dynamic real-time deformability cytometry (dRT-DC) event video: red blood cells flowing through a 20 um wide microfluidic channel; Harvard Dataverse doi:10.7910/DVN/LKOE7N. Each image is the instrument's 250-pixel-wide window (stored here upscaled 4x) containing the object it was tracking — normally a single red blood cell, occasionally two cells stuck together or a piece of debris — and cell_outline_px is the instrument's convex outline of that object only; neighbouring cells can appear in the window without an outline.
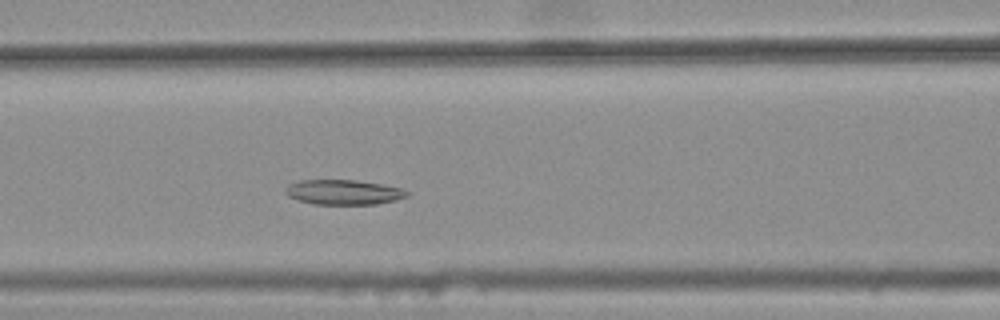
{"species": "common noctule bat (a hibernating species)", "species_latin": "Nyctalus noctula", "temperature_condition": "warm", "stored_images_in_passage": 38, "camera_frame_rate_fps": 3000, "um_per_image_px": 0.085, "animal": {"sex": "female", "body_mass_g": 25.1}, "frame": {"image": 1, "passage_image": 17, "time_ms": 5.333, "image_size_px": [1000, 320], "cell_outline_px": [[408, 196], [396, 200], [376, 204], [312, 204], [296, 200], [288, 196], [284, 192], [288, 184], [300, 180], [356, 180], [404, 188], [408, 192]], "centroid_in_image_um": [29.18, 16.34], "position_along_channel_um": 137.4, "area_um2": 17.74}}
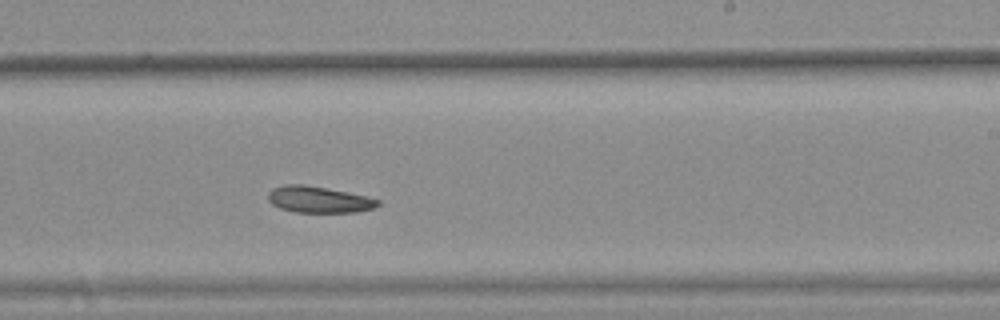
{"frame": {"image": 2, "passage_image": 27, "time_ms": 8.667, "image_size_px": [1000, 320], "cell_outline_px": [[380, 204], [372, 208], [356, 212], [296, 212], [280, 208], [272, 204], [268, 200], [268, 192], [272, 188], [284, 184], [304, 184], [328, 188], [368, 196], [380, 200]], "centroid_in_image_um": [27.08, 16.95], "position_along_channel_um": 261.9, "area_um2": 16.99}}
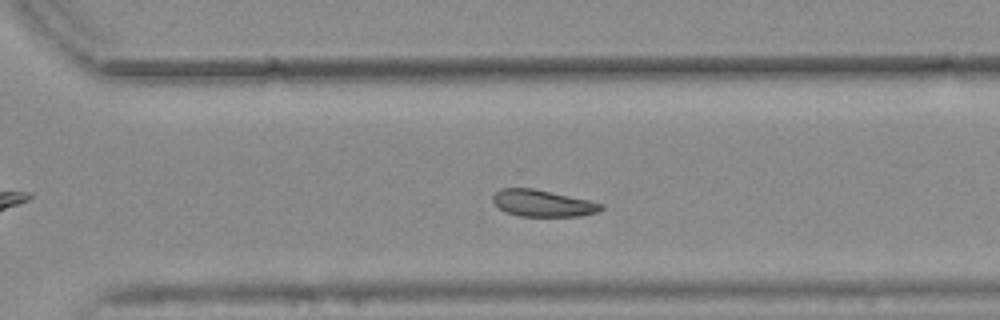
{"frame": {"image": 3, "passage_image": 32, "time_ms": 10.333, "image_size_px": [1000, 320], "cell_outline_px": [[604, 208], [596, 212], [580, 216], [520, 216], [504, 212], [492, 200], [492, 196], [500, 188], [532, 188], [588, 200], [604, 204]], "centroid_in_image_um": [46.11, 17.28], "position_along_channel_um": 324.5, "area_um2": 16.7}}